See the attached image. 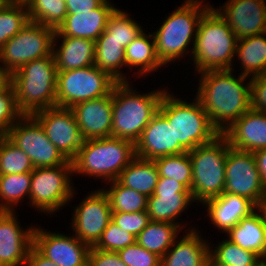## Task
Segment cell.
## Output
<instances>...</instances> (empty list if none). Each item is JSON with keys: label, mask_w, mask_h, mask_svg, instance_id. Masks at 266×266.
<instances>
[{"label": "cell", "mask_w": 266, "mask_h": 266, "mask_svg": "<svg viewBox=\"0 0 266 266\" xmlns=\"http://www.w3.org/2000/svg\"><path fill=\"white\" fill-rule=\"evenodd\" d=\"M257 169L260 172L261 180L266 188V148L253 152Z\"/></svg>", "instance_id": "cell-49"}, {"label": "cell", "mask_w": 266, "mask_h": 266, "mask_svg": "<svg viewBox=\"0 0 266 266\" xmlns=\"http://www.w3.org/2000/svg\"><path fill=\"white\" fill-rule=\"evenodd\" d=\"M130 82L117 83L112 89V137L134 144L158 112L165 89L138 93Z\"/></svg>", "instance_id": "cell-4"}, {"label": "cell", "mask_w": 266, "mask_h": 266, "mask_svg": "<svg viewBox=\"0 0 266 266\" xmlns=\"http://www.w3.org/2000/svg\"><path fill=\"white\" fill-rule=\"evenodd\" d=\"M135 157V144L131 141L112 136L85 140L72 160L73 173L110 182L117 180Z\"/></svg>", "instance_id": "cell-6"}, {"label": "cell", "mask_w": 266, "mask_h": 266, "mask_svg": "<svg viewBox=\"0 0 266 266\" xmlns=\"http://www.w3.org/2000/svg\"><path fill=\"white\" fill-rule=\"evenodd\" d=\"M135 152L136 156L140 158L155 160L187 151L178 142H175L173 126L157 112L135 143Z\"/></svg>", "instance_id": "cell-20"}, {"label": "cell", "mask_w": 266, "mask_h": 266, "mask_svg": "<svg viewBox=\"0 0 266 266\" xmlns=\"http://www.w3.org/2000/svg\"><path fill=\"white\" fill-rule=\"evenodd\" d=\"M233 149L255 152L266 148V113L245 112L222 133Z\"/></svg>", "instance_id": "cell-23"}, {"label": "cell", "mask_w": 266, "mask_h": 266, "mask_svg": "<svg viewBox=\"0 0 266 266\" xmlns=\"http://www.w3.org/2000/svg\"><path fill=\"white\" fill-rule=\"evenodd\" d=\"M263 210L266 211V190H265V195H264V199L262 202V205L260 206Z\"/></svg>", "instance_id": "cell-54"}, {"label": "cell", "mask_w": 266, "mask_h": 266, "mask_svg": "<svg viewBox=\"0 0 266 266\" xmlns=\"http://www.w3.org/2000/svg\"><path fill=\"white\" fill-rule=\"evenodd\" d=\"M203 206H206L207 216L213 226L224 233H227L242 218L247 217L258 208L245 197L225 192L207 200Z\"/></svg>", "instance_id": "cell-24"}, {"label": "cell", "mask_w": 266, "mask_h": 266, "mask_svg": "<svg viewBox=\"0 0 266 266\" xmlns=\"http://www.w3.org/2000/svg\"><path fill=\"white\" fill-rule=\"evenodd\" d=\"M192 101H183L166 90L158 108V112L173 126L175 142L187 152L220 135L198 98Z\"/></svg>", "instance_id": "cell-7"}, {"label": "cell", "mask_w": 266, "mask_h": 266, "mask_svg": "<svg viewBox=\"0 0 266 266\" xmlns=\"http://www.w3.org/2000/svg\"><path fill=\"white\" fill-rule=\"evenodd\" d=\"M22 116L11 84L5 91L0 92V136H6Z\"/></svg>", "instance_id": "cell-42"}, {"label": "cell", "mask_w": 266, "mask_h": 266, "mask_svg": "<svg viewBox=\"0 0 266 266\" xmlns=\"http://www.w3.org/2000/svg\"><path fill=\"white\" fill-rule=\"evenodd\" d=\"M254 266H266V261L264 258H260V260Z\"/></svg>", "instance_id": "cell-53"}, {"label": "cell", "mask_w": 266, "mask_h": 266, "mask_svg": "<svg viewBox=\"0 0 266 266\" xmlns=\"http://www.w3.org/2000/svg\"><path fill=\"white\" fill-rule=\"evenodd\" d=\"M127 266H160L161 258L137 242L117 251Z\"/></svg>", "instance_id": "cell-43"}, {"label": "cell", "mask_w": 266, "mask_h": 266, "mask_svg": "<svg viewBox=\"0 0 266 266\" xmlns=\"http://www.w3.org/2000/svg\"><path fill=\"white\" fill-rule=\"evenodd\" d=\"M117 8L104 0L97 8L79 14H67L55 36L79 37L96 41L105 31L108 20Z\"/></svg>", "instance_id": "cell-22"}, {"label": "cell", "mask_w": 266, "mask_h": 266, "mask_svg": "<svg viewBox=\"0 0 266 266\" xmlns=\"http://www.w3.org/2000/svg\"><path fill=\"white\" fill-rule=\"evenodd\" d=\"M67 14L89 12L97 8L104 0H65Z\"/></svg>", "instance_id": "cell-47"}, {"label": "cell", "mask_w": 266, "mask_h": 266, "mask_svg": "<svg viewBox=\"0 0 266 266\" xmlns=\"http://www.w3.org/2000/svg\"><path fill=\"white\" fill-rule=\"evenodd\" d=\"M143 29L127 12L117 7L110 16L105 31L98 39H114L126 48Z\"/></svg>", "instance_id": "cell-36"}, {"label": "cell", "mask_w": 266, "mask_h": 266, "mask_svg": "<svg viewBox=\"0 0 266 266\" xmlns=\"http://www.w3.org/2000/svg\"><path fill=\"white\" fill-rule=\"evenodd\" d=\"M191 202H194L192 193L182 183L167 177H159L154 194L148 197L149 219L155 222L173 223L183 229L185 225L177 220L181 221L178 218L191 206Z\"/></svg>", "instance_id": "cell-16"}, {"label": "cell", "mask_w": 266, "mask_h": 266, "mask_svg": "<svg viewBox=\"0 0 266 266\" xmlns=\"http://www.w3.org/2000/svg\"><path fill=\"white\" fill-rule=\"evenodd\" d=\"M87 266H127L117 252L90 248Z\"/></svg>", "instance_id": "cell-46"}, {"label": "cell", "mask_w": 266, "mask_h": 266, "mask_svg": "<svg viewBox=\"0 0 266 266\" xmlns=\"http://www.w3.org/2000/svg\"><path fill=\"white\" fill-rule=\"evenodd\" d=\"M181 229L180 226L173 223L150 221L138 234L136 242L162 258L179 238Z\"/></svg>", "instance_id": "cell-31"}, {"label": "cell", "mask_w": 266, "mask_h": 266, "mask_svg": "<svg viewBox=\"0 0 266 266\" xmlns=\"http://www.w3.org/2000/svg\"><path fill=\"white\" fill-rule=\"evenodd\" d=\"M216 247L211 245L209 249V257L221 266H254L260 256L248 250H244L228 238L218 242Z\"/></svg>", "instance_id": "cell-37"}, {"label": "cell", "mask_w": 266, "mask_h": 266, "mask_svg": "<svg viewBox=\"0 0 266 266\" xmlns=\"http://www.w3.org/2000/svg\"><path fill=\"white\" fill-rule=\"evenodd\" d=\"M107 185L110 186V189L102 188V190L108 197L112 212L147 211L148 197L145 194L126 187L117 180L107 182Z\"/></svg>", "instance_id": "cell-34"}, {"label": "cell", "mask_w": 266, "mask_h": 266, "mask_svg": "<svg viewBox=\"0 0 266 266\" xmlns=\"http://www.w3.org/2000/svg\"><path fill=\"white\" fill-rule=\"evenodd\" d=\"M219 7L238 40L266 32V0H227Z\"/></svg>", "instance_id": "cell-18"}, {"label": "cell", "mask_w": 266, "mask_h": 266, "mask_svg": "<svg viewBox=\"0 0 266 266\" xmlns=\"http://www.w3.org/2000/svg\"><path fill=\"white\" fill-rule=\"evenodd\" d=\"M226 235L233 243L244 250L252 251L261 258L266 253V229L263 221V209L258 207L231 228Z\"/></svg>", "instance_id": "cell-27"}, {"label": "cell", "mask_w": 266, "mask_h": 266, "mask_svg": "<svg viewBox=\"0 0 266 266\" xmlns=\"http://www.w3.org/2000/svg\"><path fill=\"white\" fill-rule=\"evenodd\" d=\"M9 3H27L28 0H2Z\"/></svg>", "instance_id": "cell-52"}, {"label": "cell", "mask_w": 266, "mask_h": 266, "mask_svg": "<svg viewBox=\"0 0 266 266\" xmlns=\"http://www.w3.org/2000/svg\"><path fill=\"white\" fill-rule=\"evenodd\" d=\"M29 21L26 3L0 0V48Z\"/></svg>", "instance_id": "cell-38"}, {"label": "cell", "mask_w": 266, "mask_h": 266, "mask_svg": "<svg viewBox=\"0 0 266 266\" xmlns=\"http://www.w3.org/2000/svg\"><path fill=\"white\" fill-rule=\"evenodd\" d=\"M43 128L47 138L60 153L72 161L83 144V138L71 108L50 107L31 115Z\"/></svg>", "instance_id": "cell-14"}, {"label": "cell", "mask_w": 266, "mask_h": 266, "mask_svg": "<svg viewBox=\"0 0 266 266\" xmlns=\"http://www.w3.org/2000/svg\"><path fill=\"white\" fill-rule=\"evenodd\" d=\"M71 228L75 236L93 247L112 220V209L102 189L91 191L74 207Z\"/></svg>", "instance_id": "cell-15"}, {"label": "cell", "mask_w": 266, "mask_h": 266, "mask_svg": "<svg viewBox=\"0 0 266 266\" xmlns=\"http://www.w3.org/2000/svg\"><path fill=\"white\" fill-rule=\"evenodd\" d=\"M25 266H58L50 259L43 256L34 246L31 247Z\"/></svg>", "instance_id": "cell-48"}, {"label": "cell", "mask_w": 266, "mask_h": 266, "mask_svg": "<svg viewBox=\"0 0 266 266\" xmlns=\"http://www.w3.org/2000/svg\"><path fill=\"white\" fill-rule=\"evenodd\" d=\"M159 172L154 160L136 156L120 173L117 181L147 197L154 194Z\"/></svg>", "instance_id": "cell-30"}, {"label": "cell", "mask_w": 266, "mask_h": 266, "mask_svg": "<svg viewBox=\"0 0 266 266\" xmlns=\"http://www.w3.org/2000/svg\"><path fill=\"white\" fill-rule=\"evenodd\" d=\"M83 140L112 136V92L71 107Z\"/></svg>", "instance_id": "cell-21"}, {"label": "cell", "mask_w": 266, "mask_h": 266, "mask_svg": "<svg viewBox=\"0 0 266 266\" xmlns=\"http://www.w3.org/2000/svg\"><path fill=\"white\" fill-rule=\"evenodd\" d=\"M124 50L125 48L114 39H97L94 65L107 72L118 83L129 82L126 77L128 75L122 73L124 66L126 67Z\"/></svg>", "instance_id": "cell-32"}, {"label": "cell", "mask_w": 266, "mask_h": 266, "mask_svg": "<svg viewBox=\"0 0 266 266\" xmlns=\"http://www.w3.org/2000/svg\"><path fill=\"white\" fill-rule=\"evenodd\" d=\"M263 221H264L265 229H266V211L265 210H263Z\"/></svg>", "instance_id": "cell-55"}, {"label": "cell", "mask_w": 266, "mask_h": 266, "mask_svg": "<svg viewBox=\"0 0 266 266\" xmlns=\"http://www.w3.org/2000/svg\"><path fill=\"white\" fill-rule=\"evenodd\" d=\"M125 60L127 69L132 70L135 67L136 78L144 77L157 72L164 65L160 62L156 54L155 38L153 33L142 31L138 37H136L125 48ZM137 68V69H136ZM144 75V76H143Z\"/></svg>", "instance_id": "cell-28"}, {"label": "cell", "mask_w": 266, "mask_h": 266, "mask_svg": "<svg viewBox=\"0 0 266 266\" xmlns=\"http://www.w3.org/2000/svg\"><path fill=\"white\" fill-rule=\"evenodd\" d=\"M251 109L266 113V74L251 78Z\"/></svg>", "instance_id": "cell-45"}, {"label": "cell", "mask_w": 266, "mask_h": 266, "mask_svg": "<svg viewBox=\"0 0 266 266\" xmlns=\"http://www.w3.org/2000/svg\"><path fill=\"white\" fill-rule=\"evenodd\" d=\"M117 83L95 65L57 71V106L71 108L77 103L109 95Z\"/></svg>", "instance_id": "cell-10"}, {"label": "cell", "mask_w": 266, "mask_h": 266, "mask_svg": "<svg viewBox=\"0 0 266 266\" xmlns=\"http://www.w3.org/2000/svg\"><path fill=\"white\" fill-rule=\"evenodd\" d=\"M225 193L245 197L257 207L262 205L265 186L252 152L229 147L225 163Z\"/></svg>", "instance_id": "cell-13"}, {"label": "cell", "mask_w": 266, "mask_h": 266, "mask_svg": "<svg viewBox=\"0 0 266 266\" xmlns=\"http://www.w3.org/2000/svg\"><path fill=\"white\" fill-rule=\"evenodd\" d=\"M136 242V237L131 233L124 232L112 220L102 232L98 242L93 246L95 249L117 252Z\"/></svg>", "instance_id": "cell-41"}, {"label": "cell", "mask_w": 266, "mask_h": 266, "mask_svg": "<svg viewBox=\"0 0 266 266\" xmlns=\"http://www.w3.org/2000/svg\"><path fill=\"white\" fill-rule=\"evenodd\" d=\"M205 266H221V265L217 264L216 262H214V261L209 257L208 260L206 261Z\"/></svg>", "instance_id": "cell-51"}, {"label": "cell", "mask_w": 266, "mask_h": 266, "mask_svg": "<svg viewBox=\"0 0 266 266\" xmlns=\"http://www.w3.org/2000/svg\"><path fill=\"white\" fill-rule=\"evenodd\" d=\"M31 173L0 175V211L16 212L19 202L29 200Z\"/></svg>", "instance_id": "cell-33"}, {"label": "cell", "mask_w": 266, "mask_h": 266, "mask_svg": "<svg viewBox=\"0 0 266 266\" xmlns=\"http://www.w3.org/2000/svg\"><path fill=\"white\" fill-rule=\"evenodd\" d=\"M71 175L74 176L73 165L35 168L31 173L28 204L46 215L59 212L77 192Z\"/></svg>", "instance_id": "cell-9"}, {"label": "cell", "mask_w": 266, "mask_h": 266, "mask_svg": "<svg viewBox=\"0 0 266 266\" xmlns=\"http://www.w3.org/2000/svg\"><path fill=\"white\" fill-rule=\"evenodd\" d=\"M15 211H0V266H25L34 227L21 228Z\"/></svg>", "instance_id": "cell-19"}, {"label": "cell", "mask_w": 266, "mask_h": 266, "mask_svg": "<svg viewBox=\"0 0 266 266\" xmlns=\"http://www.w3.org/2000/svg\"><path fill=\"white\" fill-rule=\"evenodd\" d=\"M34 226L33 246L58 266H87L90 246L76 236Z\"/></svg>", "instance_id": "cell-17"}, {"label": "cell", "mask_w": 266, "mask_h": 266, "mask_svg": "<svg viewBox=\"0 0 266 266\" xmlns=\"http://www.w3.org/2000/svg\"><path fill=\"white\" fill-rule=\"evenodd\" d=\"M187 229L182 238L176 240L161 258L160 266H205L210 243L195 226Z\"/></svg>", "instance_id": "cell-25"}, {"label": "cell", "mask_w": 266, "mask_h": 266, "mask_svg": "<svg viewBox=\"0 0 266 266\" xmlns=\"http://www.w3.org/2000/svg\"><path fill=\"white\" fill-rule=\"evenodd\" d=\"M61 39V45L57 44ZM53 54L57 71L94 65L95 41L79 37L54 36Z\"/></svg>", "instance_id": "cell-26"}, {"label": "cell", "mask_w": 266, "mask_h": 266, "mask_svg": "<svg viewBox=\"0 0 266 266\" xmlns=\"http://www.w3.org/2000/svg\"><path fill=\"white\" fill-rule=\"evenodd\" d=\"M34 166L28 155L6 136H0V175L32 173Z\"/></svg>", "instance_id": "cell-40"}, {"label": "cell", "mask_w": 266, "mask_h": 266, "mask_svg": "<svg viewBox=\"0 0 266 266\" xmlns=\"http://www.w3.org/2000/svg\"><path fill=\"white\" fill-rule=\"evenodd\" d=\"M55 29L28 21L0 48V64L11 74L30 61L53 53Z\"/></svg>", "instance_id": "cell-11"}, {"label": "cell", "mask_w": 266, "mask_h": 266, "mask_svg": "<svg viewBox=\"0 0 266 266\" xmlns=\"http://www.w3.org/2000/svg\"><path fill=\"white\" fill-rule=\"evenodd\" d=\"M229 147L227 138L220 134L213 141L188 151L192 164L191 193L194 203L203 205L224 193Z\"/></svg>", "instance_id": "cell-8"}, {"label": "cell", "mask_w": 266, "mask_h": 266, "mask_svg": "<svg viewBox=\"0 0 266 266\" xmlns=\"http://www.w3.org/2000/svg\"><path fill=\"white\" fill-rule=\"evenodd\" d=\"M234 71L211 70L199 73L201 76L196 97L220 134L251 109V78L241 74L234 76Z\"/></svg>", "instance_id": "cell-1"}, {"label": "cell", "mask_w": 266, "mask_h": 266, "mask_svg": "<svg viewBox=\"0 0 266 266\" xmlns=\"http://www.w3.org/2000/svg\"><path fill=\"white\" fill-rule=\"evenodd\" d=\"M159 177H167L182 183L191 191L192 164L188 152L160 157L154 160Z\"/></svg>", "instance_id": "cell-39"}, {"label": "cell", "mask_w": 266, "mask_h": 266, "mask_svg": "<svg viewBox=\"0 0 266 266\" xmlns=\"http://www.w3.org/2000/svg\"><path fill=\"white\" fill-rule=\"evenodd\" d=\"M28 18L31 22L57 30L67 15L65 0H28Z\"/></svg>", "instance_id": "cell-35"}, {"label": "cell", "mask_w": 266, "mask_h": 266, "mask_svg": "<svg viewBox=\"0 0 266 266\" xmlns=\"http://www.w3.org/2000/svg\"><path fill=\"white\" fill-rule=\"evenodd\" d=\"M112 221L124 232L131 233L137 237L150 222V219L147 211L135 213L112 212Z\"/></svg>", "instance_id": "cell-44"}, {"label": "cell", "mask_w": 266, "mask_h": 266, "mask_svg": "<svg viewBox=\"0 0 266 266\" xmlns=\"http://www.w3.org/2000/svg\"><path fill=\"white\" fill-rule=\"evenodd\" d=\"M210 7L205 0H185L160 23L153 35L156 54L163 68L179 61L187 53L192 54L199 22Z\"/></svg>", "instance_id": "cell-3"}, {"label": "cell", "mask_w": 266, "mask_h": 266, "mask_svg": "<svg viewBox=\"0 0 266 266\" xmlns=\"http://www.w3.org/2000/svg\"><path fill=\"white\" fill-rule=\"evenodd\" d=\"M12 84V74L0 64V92Z\"/></svg>", "instance_id": "cell-50"}, {"label": "cell", "mask_w": 266, "mask_h": 266, "mask_svg": "<svg viewBox=\"0 0 266 266\" xmlns=\"http://www.w3.org/2000/svg\"><path fill=\"white\" fill-rule=\"evenodd\" d=\"M237 56V57H236ZM236 61L241 75L256 77L266 74V32L239 39L236 45ZM238 58V59H237Z\"/></svg>", "instance_id": "cell-29"}, {"label": "cell", "mask_w": 266, "mask_h": 266, "mask_svg": "<svg viewBox=\"0 0 266 266\" xmlns=\"http://www.w3.org/2000/svg\"><path fill=\"white\" fill-rule=\"evenodd\" d=\"M17 106L23 115L57 106V67L54 54L30 61L12 73Z\"/></svg>", "instance_id": "cell-5"}, {"label": "cell", "mask_w": 266, "mask_h": 266, "mask_svg": "<svg viewBox=\"0 0 266 266\" xmlns=\"http://www.w3.org/2000/svg\"><path fill=\"white\" fill-rule=\"evenodd\" d=\"M237 37L226 20L211 6L202 16L192 51L195 73L233 70Z\"/></svg>", "instance_id": "cell-2"}, {"label": "cell", "mask_w": 266, "mask_h": 266, "mask_svg": "<svg viewBox=\"0 0 266 266\" xmlns=\"http://www.w3.org/2000/svg\"><path fill=\"white\" fill-rule=\"evenodd\" d=\"M6 137L28 155L34 168L72 165V161L60 153L31 115H23L9 129Z\"/></svg>", "instance_id": "cell-12"}]
</instances>
